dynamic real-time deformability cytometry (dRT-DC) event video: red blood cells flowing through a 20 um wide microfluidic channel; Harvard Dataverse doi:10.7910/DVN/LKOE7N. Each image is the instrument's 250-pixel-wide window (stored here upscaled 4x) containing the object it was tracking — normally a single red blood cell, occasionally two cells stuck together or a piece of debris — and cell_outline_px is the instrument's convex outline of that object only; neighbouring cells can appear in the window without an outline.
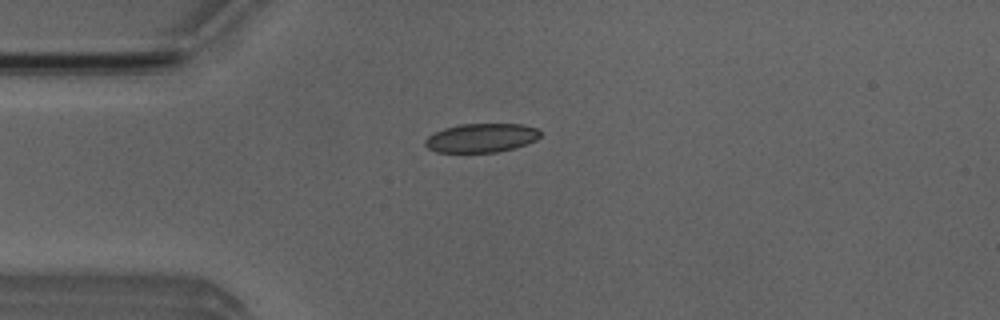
{"species": "Egyptian fruit bat (a non-hibernating species)", "species_latin": "Rousettus aegyptiacus", "temperature_condition": "room temperature", "stored_images_in_passage": 44, "camera_frame_rate_fps": 3000, "um_per_image_px": 0.085, "animal": {"sex": "male"}, "frame": {"image": 1, "passage_image": 5, "time_ms": 1.333, "image_size_px": [1000, 320], "cell_outline_px": [[540, 136], [536, 140], [512, 148], [496, 152], [436, 152], [428, 148], [424, 144], [424, 140], [428, 136], [444, 128], [460, 124], [524, 124], [536, 128], [540, 132]], "centroid_in_image_um": [40.89, 11.71], "position_along_channel_um": 44.1, "area_um2": 19.25}}
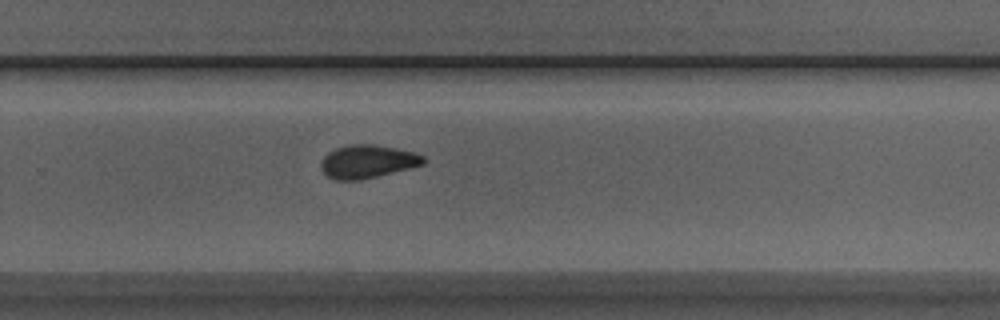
{"frame": {"image": 2, "passage_image": 26, "time_ms": 8.333, "image_size_px": [1000, 320], "cell_outline_px": [[428, 160], [424, 164], [412, 168], [360, 180], [336, 180], [328, 176], [320, 168], [320, 160], [328, 152], [336, 148], [348, 144], [376, 144], [416, 152], [424, 156]], "centroid_in_image_um": [31.27, 13.72], "position_along_channel_um": 298.5, "area_um2": 20.17}}
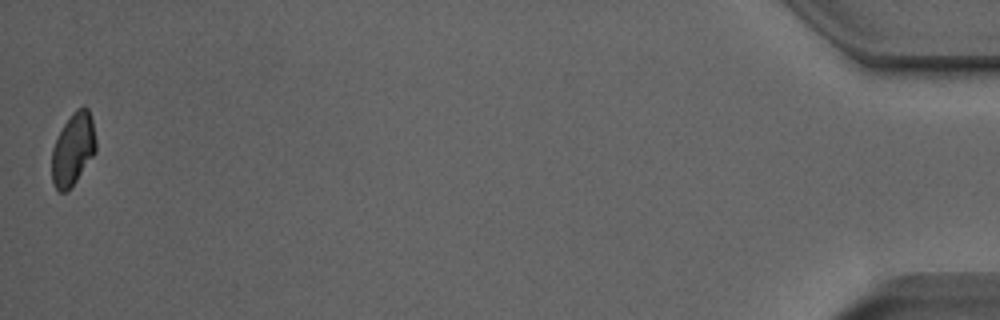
{"frame": {"image": 3, "passage_image": 44, "time_ms": 14.333, "image_size_px": [1000, 320], "cell_outline_px": [[96, 152], [76, 180], [64, 192], [60, 192], [56, 188], [52, 180], [52, 148], [64, 124], [72, 112], [76, 108], [84, 104], [88, 108], [92, 120], [96, 140]], "centroid_in_image_um": [6.22, 12.62], "position_along_channel_um": 429.0, "area_um2": 18.44}, "authors_computed_cell_mechanics": {"area_um2": 19.7387, "velocity_mm_per_s": 3.8746, "shape_relaxation_time_tau1_ms": 10.4427, "shape_relaxation_time_tau2_ms": 3.2348, "deformation_change_tau1": 0.182, "deformation_change_tau2": 0.0648}}